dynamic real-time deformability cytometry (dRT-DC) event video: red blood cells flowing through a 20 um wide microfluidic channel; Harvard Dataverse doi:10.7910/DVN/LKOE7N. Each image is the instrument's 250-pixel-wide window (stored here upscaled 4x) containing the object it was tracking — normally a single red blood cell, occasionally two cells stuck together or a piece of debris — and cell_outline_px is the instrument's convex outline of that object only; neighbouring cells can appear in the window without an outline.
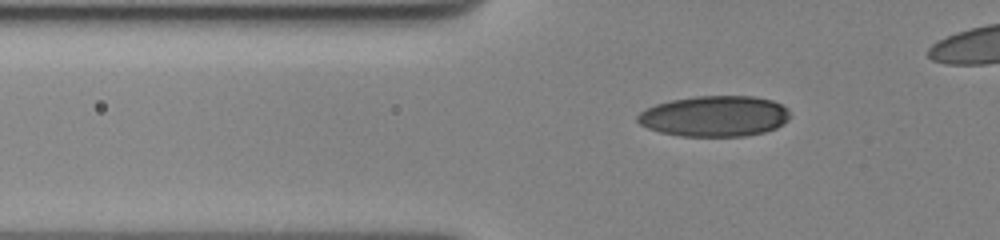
{"species": "human", "species_latin": "Homo sapiens", "temperature_condition": "cold", "stored_images_in_passage": 39, "camera_frame_rate_fps": 3000, "um_per_image_px": 0.085, "donor": {"sex": "female"}, "frame": {"image": 1, "passage_image": 4, "time_ms": 1.0, "image_size_px": [1000, 240], "cell_outline_px": [[788, 120], [776, 128], [764, 132], [744, 136], [680, 136], [660, 132], [648, 128], [640, 124], [636, 120], [636, 116], [640, 112], [656, 104], [672, 100], [696, 96], [752, 96], [772, 100], [788, 108]], "centroid_in_image_um": [60.73, 9.87], "position_along_channel_um": 65.1, "area_um2": 36.13}}
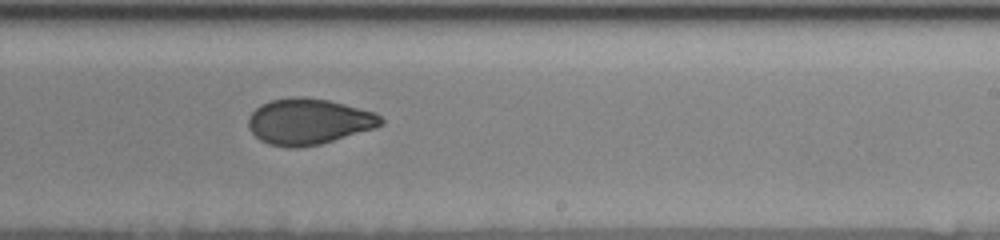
{"frame": {"image": 2, "passage_image": 22, "time_ms": 7.0, "image_size_px": [1000, 240], "cell_outline_px": [[384, 124], [376, 128], [320, 144], [296, 148], [288, 148], [268, 144], [260, 140], [248, 128], [248, 120], [252, 112], [260, 104], [272, 100], [292, 96], [304, 96], [328, 100], [376, 112], [384, 120]], "centroid_in_image_um": [26.24, 10.33], "position_along_channel_um": 262.8, "area_um2": 35.72}}
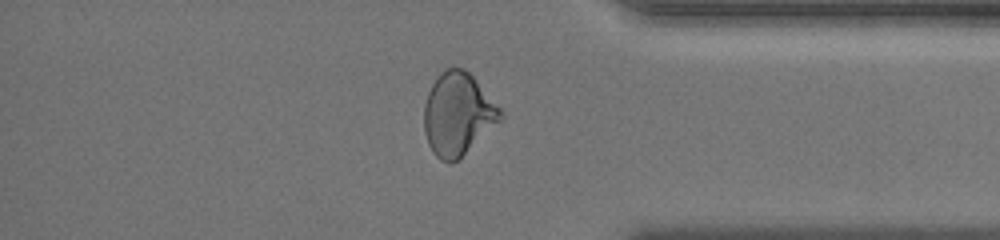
{"frame": {"image": 3, "passage_image": 34, "time_ms": 11.0, "image_size_px": [1000, 240], "cell_outline_px": [[504, 116], [500, 120], [452, 164], [448, 164], [440, 160], [432, 152], [428, 144], [424, 132], [424, 104], [428, 92], [432, 84], [440, 72], [444, 68], [464, 68], [472, 76], [504, 112]], "centroid_in_image_um": [38.88, 9.69], "position_along_channel_um": 396.3, "area_um2": 36.41}}